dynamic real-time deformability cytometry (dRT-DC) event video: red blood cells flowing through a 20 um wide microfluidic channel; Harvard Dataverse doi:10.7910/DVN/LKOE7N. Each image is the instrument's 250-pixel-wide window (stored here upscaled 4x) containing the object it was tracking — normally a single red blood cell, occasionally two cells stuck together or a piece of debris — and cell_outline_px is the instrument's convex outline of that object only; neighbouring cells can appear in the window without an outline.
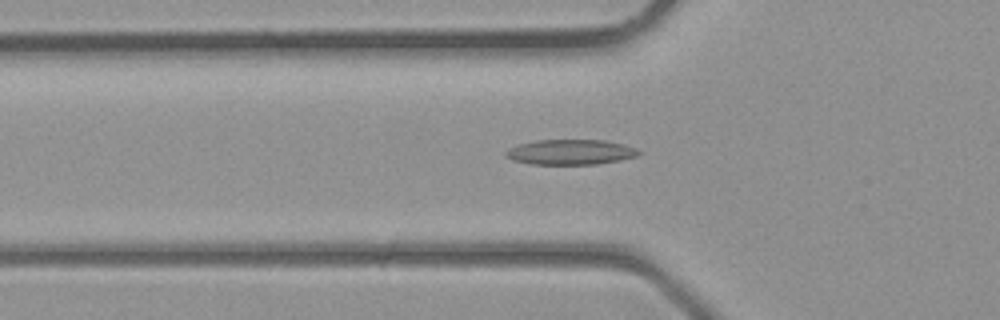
{"species": "common noctule bat (a hibernating species)", "species_latin": "Nyctalus noctula", "temperature_condition": "room temperature", "stored_images_in_passage": 38, "camera_frame_rate_fps": 3000, "um_per_image_px": 0.085, "animal": {"sex": "male", "body_mass_g": 23.1, "forearm_length_mm": 52.7}, "frame": {"image": 1, "passage_image": 12, "time_ms": 3.667, "image_size_px": [1000, 320], "cell_outline_px": [[640, 152], [636, 156], [620, 160], [596, 164], [532, 164], [512, 160], [504, 156], [504, 152], [508, 148], [516, 144], [536, 140], [604, 140], [624, 144], [636, 148]], "centroid_in_image_um": [48.43, 12.92], "position_along_channel_um": 77.4, "area_um2": 19.59}}
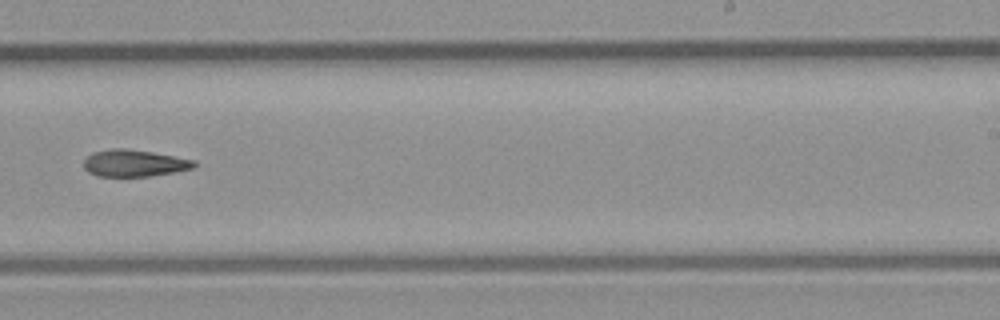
{"frame": {"image": 2, "passage_image": 23, "time_ms": 7.333, "image_size_px": [1000, 320], "cell_outline_px": [[196, 168], [152, 176], [96, 176], [88, 172], [84, 168], [84, 160], [92, 152], [112, 148], [124, 148], [152, 152], [196, 160]], "centroid_in_image_um": [11.42, 13.87], "position_along_channel_um": 277.6, "area_um2": 17.4}}
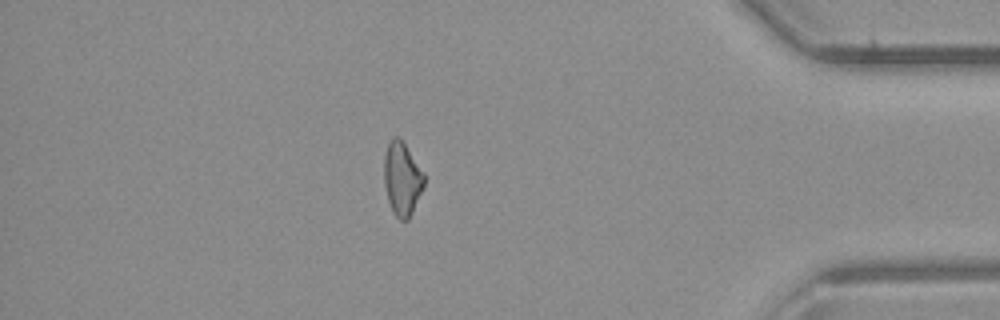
{"frame": {"image": 3, "passage_image": 32, "time_ms": 10.333, "image_size_px": [1000, 320], "cell_outline_px": [[424, 188], [408, 220], [400, 220], [392, 212], [388, 200], [384, 184], [384, 156], [388, 144], [392, 136], [396, 136], [404, 144], [424, 172]], "centroid_in_image_um": [34.17, 15.22], "position_along_channel_um": 401.0, "area_um2": 17.05}}